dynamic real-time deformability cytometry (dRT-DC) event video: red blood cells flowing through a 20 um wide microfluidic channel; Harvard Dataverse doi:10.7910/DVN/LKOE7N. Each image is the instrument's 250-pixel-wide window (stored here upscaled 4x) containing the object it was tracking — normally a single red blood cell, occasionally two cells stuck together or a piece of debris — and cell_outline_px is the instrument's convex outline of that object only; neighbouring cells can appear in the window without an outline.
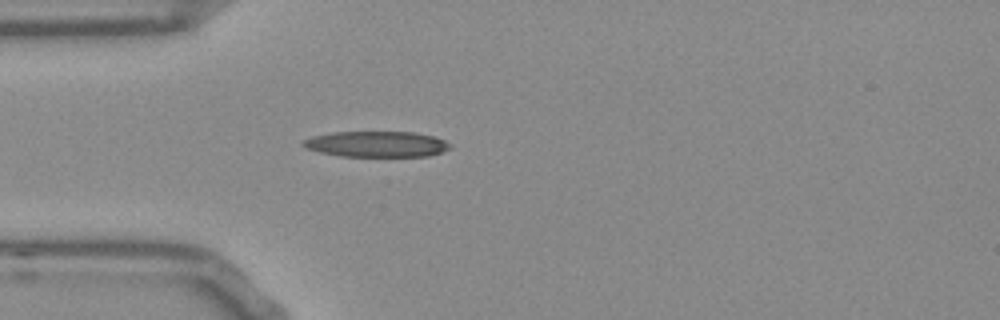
{"species": "Egyptian fruit bat (a non-hibernating species)", "species_latin": "Rousettus aegyptiacus", "temperature_condition": "room temperature", "stored_images_in_passage": 39, "camera_frame_rate_fps": 3000, "um_per_image_px": 0.085, "frame": {"image": 1, "passage_image": 1, "time_ms": 0.0, "image_size_px": [1000, 320], "cell_outline_px": [[452, 148], [444, 152], [428, 156], [340, 156], [320, 152], [304, 148], [300, 144], [300, 140], [312, 136], [332, 132], [412, 132], [432, 136], [444, 140], [452, 144]], "centroid_in_image_um": [31.98, 12.25], "position_along_channel_um": 53.0, "area_um2": 22.31}}
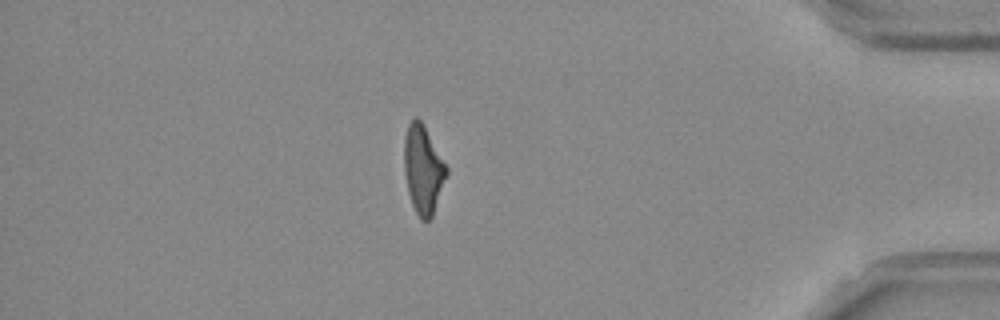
{"frame": {"image": 2, "passage_image": 32, "time_ms": 10.333, "image_size_px": [1000, 320], "cell_outline_px": [[448, 172], [432, 216], [428, 220], [420, 220], [412, 204], [408, 192], [404, 172], [404, 140], [408, 124], [416, 116], [424, 124], [448, 168]], "centroid_in_image_um": [35.96, 14.39], "position_along_channel_um": 399.2, "area_um2": 21.68}}
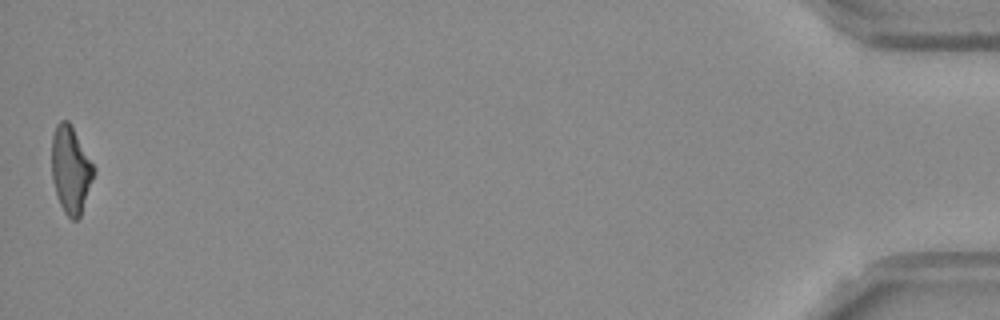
{"frame": {"image": 3, "passage_image": 39, "time_ms": 12.667, "image_size_px": [1000, 320], "cell_outline_px": [[96, 172], [80, 216], [76, 220], [72, 220], [64, 212], [60, 204], [52, 180], [52, 136], [56, 124], [60, 120], [68, 120], [96, 168]], "centroid_in_image_um": [6.02, 14.42], "position_along_channel_um": 429.2, "area_um2": 21.33}, "authors_computed_cell_mechanics": {"area_um2": 21.964, "velocity_mm_per_s": 3.8115, "shape_relaxation_time_tau1_ms": null, "shape_relaxation_time_tau2_ms": 2.2246, "deformation_change_tau1": null, "deformation_change_tau2": 0.1384}}